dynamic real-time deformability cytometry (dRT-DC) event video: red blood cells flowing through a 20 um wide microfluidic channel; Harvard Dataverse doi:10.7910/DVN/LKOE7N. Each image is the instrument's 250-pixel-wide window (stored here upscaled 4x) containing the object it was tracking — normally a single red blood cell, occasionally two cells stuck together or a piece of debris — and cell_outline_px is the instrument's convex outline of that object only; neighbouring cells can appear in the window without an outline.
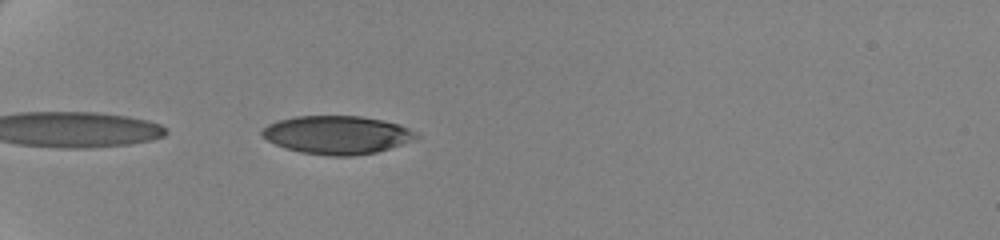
{"species": "human", "species_latin": "Homo sapiens", "temperature_condition": "cold", "stored_images_in_passage": 41, "camera_frame_rate_fps": 3000, "um_per_image_px": 0.085, "donor": {"sex": "female"}, "frame": {"image": 1, "passage_image": 2, "time_ms": 0.333, "image_size_px": [1000, 240], "cell_outline_px": [[420, 136], [400, 144], [376, 152], [352, 156], [332, 156], [300, 152], [284, 148], [268, 140], [260, 132], [268, 124], [276, 120], [296, 116], [360, 116], [384, 120], [400, 124], [416, 132]], "centroid_in_image_um": [28.63, 11.45], "position_along_channel_um": 56.4, "area_um2": 34.22}}
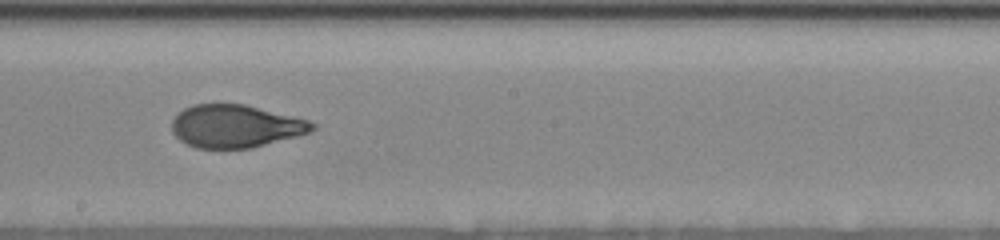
{"frame": {"image": 2, "passage_image": 19, "time_ms": 6.0, "image_size_px": [1000, 240], "cell_outline_px": [[316, 128], [308, 132], [296, 136], [252, 148], [196, 148], [180, 140], [172, 132], [172, 120], [184, 108], [192, 104], [244, 104], [308, 120], [316, 124]], "centroid_in_image_um": [20.0, 10.72], "position_along_channel_um": 228.2, "area_um2": 34.74}}
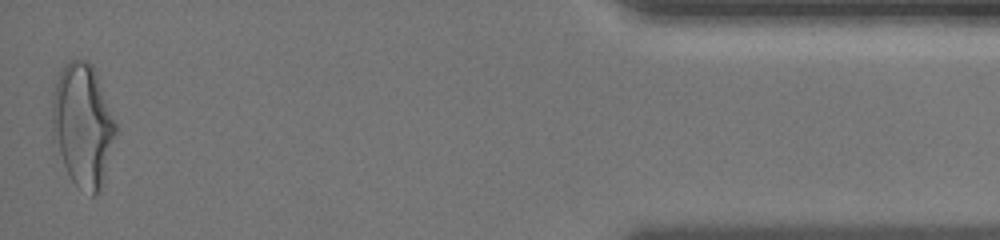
{"frame": {"image": 3, "passage_image": 41, "time_ms": 13.333, "image_size_px": [1000, 240], "cell_outline_px": [[116, 132], [104, 184], [92, 196], [76, 184], [72, 180], [64, 164], [52, 136], [52, 100], [56, 84], [60, 72], [64, 64], [68, 60], [88, 60], [92, 64], [116, 124]], "centroid_in_image_um": [7.04, 10.63], "position_along_channel_um": 428.2, "area_um2": 44.91}, "authors_computed_cell_mechanics": {"area_um2": 36.2984, "velocity_mm_per_s": 3.497, "shape_relaxation_time_tau1_ms": 5.2898, "shape_relaxation_time_tau2_ms": 0.9156, "deformation_change_tau1": 0.1905, "deformation_change_tau2": 0.0754}}